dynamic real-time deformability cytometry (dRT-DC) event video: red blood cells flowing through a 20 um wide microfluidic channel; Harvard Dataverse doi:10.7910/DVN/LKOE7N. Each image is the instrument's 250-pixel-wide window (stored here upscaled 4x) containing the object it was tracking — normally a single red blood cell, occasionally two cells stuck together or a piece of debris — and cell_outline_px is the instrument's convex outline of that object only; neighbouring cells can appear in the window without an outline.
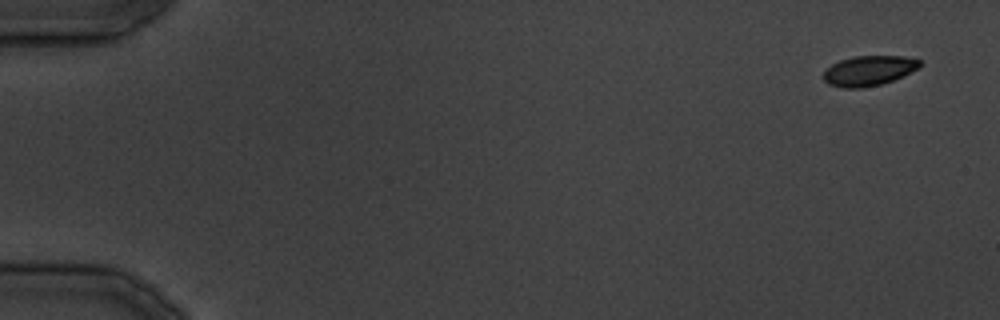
{"species": "common noctule bat (a hibernating species)", "species_latin": "Nyctalus noctula", "temperature_condition": "cold", "stored_images_in_passage": 35, "camera_frame_rate_fps": 3000, "um_per_image_px": 0.085, "animal": {"sex": "male", "body_mass_g": 19.5, "forearm_length_mm": 54.6}, "frame": {"image": 1, "passage_image": 1, "time_ms": 0.0, "image_size_px": [1000, 320], "cell_outline_px": [[924, 64], [920, 68], [904, 76], [880, 84], [864, 88], [844, 88], [828, 84], [824, 80], [824, 72], [832, 64], [840, 60], [856, 56], [904, 56], [920, 60]], "centroid_in_image_um": [73.9, 6.01], "position_along_channel_um": 11.1, "area_um2": 16.94}}